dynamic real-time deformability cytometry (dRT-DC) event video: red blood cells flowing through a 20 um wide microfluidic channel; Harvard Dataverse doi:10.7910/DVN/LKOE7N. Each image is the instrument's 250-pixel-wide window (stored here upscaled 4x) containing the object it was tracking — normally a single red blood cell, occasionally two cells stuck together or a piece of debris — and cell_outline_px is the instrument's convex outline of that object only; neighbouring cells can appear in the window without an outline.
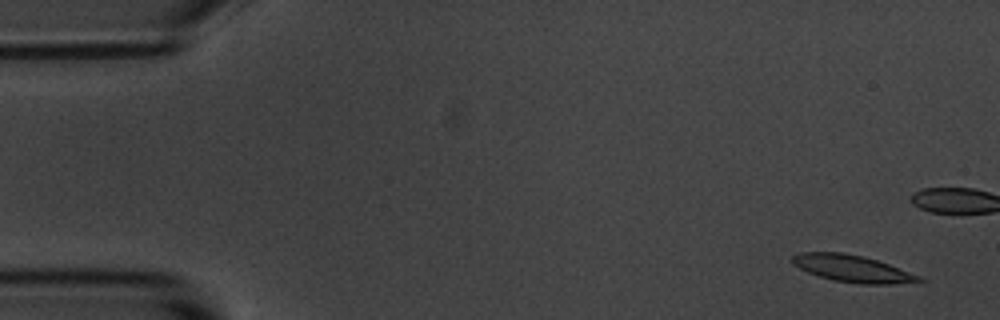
{"species": "common noctule bat (a hibernating species)", "species_latin": "Nyctalus noctula", "temperature_condition": "room temperature", "stored_images_in_passage": 5, "camera_frame_rate_fps": 3000, "um_per_image_px": 0.085, "animal": {"sex": "male", "body_mass_g": 20.1, "forearm_length_mm": 53.5}, "frame": {"image": 1, "passage_image": 5, "time_ms": 4.667, "image_size_px": [1000, 320], "cell_outline_px": [[928, 280], [892, 284], [860, 284], [832, 280], [808, 272], [792, 264], [792, 256], [800, 252], [844, 252], [864, 256], [888, 264], [920, 276]], "centroid_in_image_um": [72.44, 22.82], "position_along_channel_um": 12.6, "area_um2": 19.83}}